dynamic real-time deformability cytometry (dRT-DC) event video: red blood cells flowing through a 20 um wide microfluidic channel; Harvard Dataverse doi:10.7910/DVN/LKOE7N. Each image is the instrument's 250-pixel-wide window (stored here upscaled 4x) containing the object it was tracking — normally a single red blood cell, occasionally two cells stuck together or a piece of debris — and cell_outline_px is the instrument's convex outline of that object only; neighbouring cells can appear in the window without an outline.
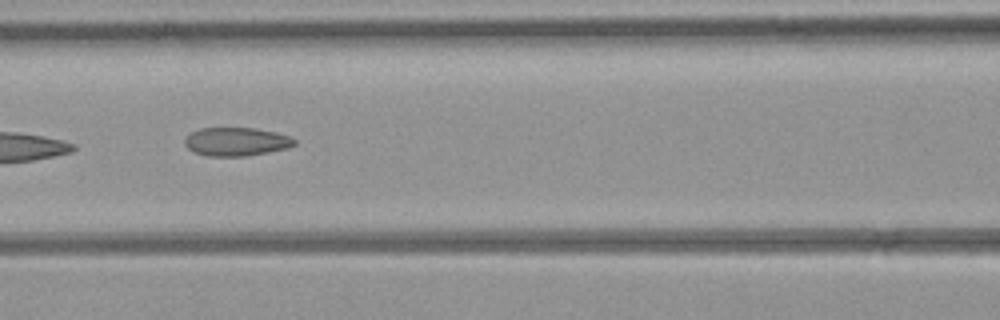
{"species": "common noctule bat (a hibernating species)", "species_latin": "Nyctalus noctula", "temperature_condition": "room temperature", "stored_images_in_passage": 9, "segment_of_instrument_passage": [1, 2], "camera_frame_rate_fps": 3000, "um_per_image_px": 0.085, "animal": {"sex": "female", "body_mass_g": 21.9}, "frame": {"image": 1, "passage_image": 6, "time_ms": 6.667, "image_size_px": [1000, 320], "cell_outline_px": [[296, 144], [288, 148], [268, 152], [244, 156], [208, 156], [192, 152], [184, 144], [184, 140], [192, 132], [200, 128], [256, 128], [276, 132], [288, 136], [296, 140]], "centroid_in_image_um": [20.08, 12.04], "position_along_channel_um": 146.5, "area_um2": 18.21}}
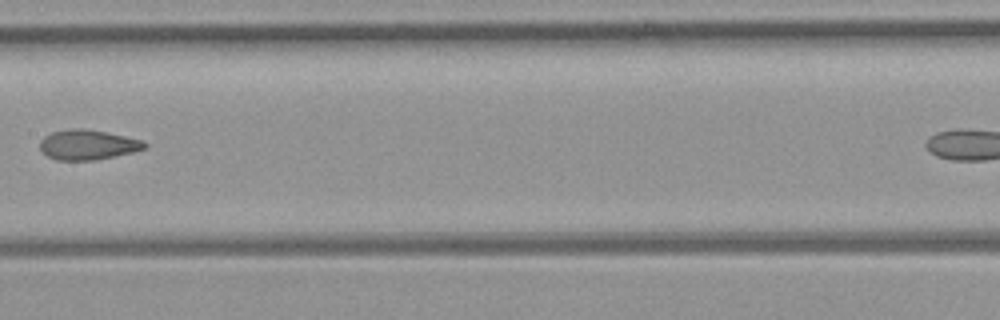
{"frame": {"image": 2, "passage_image": 7, "time_ms": 8.0, "image_size_px": [1000, 320], "cell_outline_px": [[148, 148], [132, 152], [92, 160], [56, 160], [48, 156], [40, 148], [40, 140], [44, 136], [52, 132], [72, 128], [80, 128], [108, 132], [140, 140], [148, 144]], "centroid_in_image_um": [7.45, 12.29], "position_along_channel_um": 200.0, "area_um2": 18.09}}
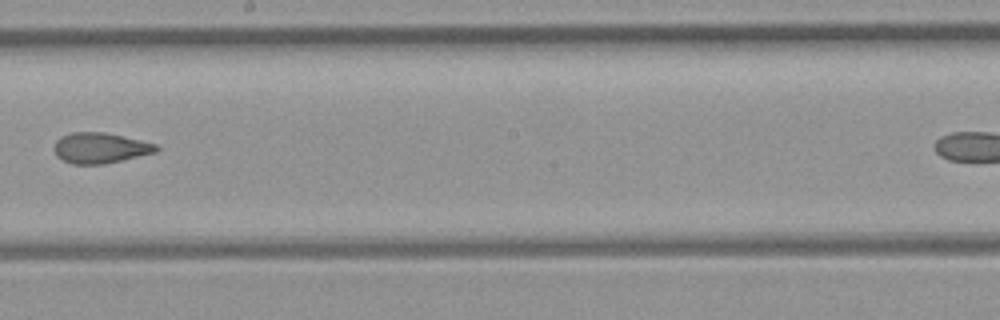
{"frame": {"image": 3, "passage_image": 8, "time_ms": 9.0, "image_size_px": [1000, 320], "cell_outline_px": [[160, 148], [156, 152], [104, 164], [72, 164], [56, 156], [52, 148], [56, 140], [60, 136], [72, 132], [104, 132], [156, 144]], "centroid_in_image_um": [8.46, 12.57], "position_along_channel_um": 239.7, "area_um2": 18.15}}